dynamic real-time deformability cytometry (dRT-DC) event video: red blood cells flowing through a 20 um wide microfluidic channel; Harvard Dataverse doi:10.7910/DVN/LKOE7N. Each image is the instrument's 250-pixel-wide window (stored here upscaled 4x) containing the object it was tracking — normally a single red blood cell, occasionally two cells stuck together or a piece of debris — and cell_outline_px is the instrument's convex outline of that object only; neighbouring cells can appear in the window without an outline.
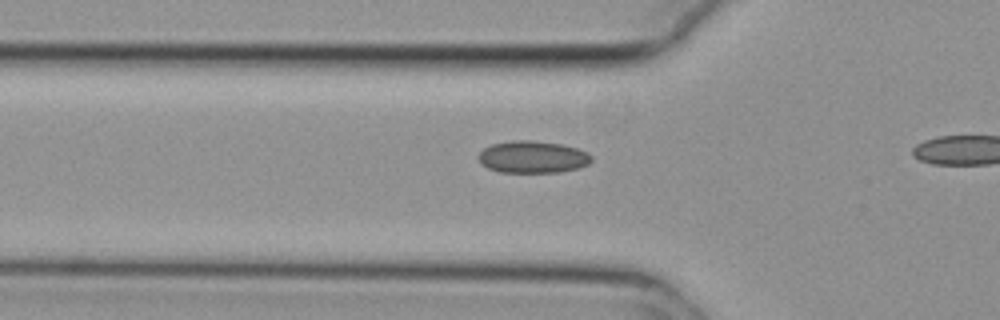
{"species": "common noctule bat (a hibernating species)", "species_latin": "Nyctalus noctula", "temperature_condition": "cold", "stored_images_in_passage": 16, "camera_frame_rate_fps": 3000, "um_per_image_px": 0.085, "animal": {"sex": "female", "body_mass_g": 29.2, "forearm_length_mm": 56.3}, "frame": {"image": 1, "passage_image": 14, "time_ms": 4.333, "image_size_px": [1000, 320], "cell_outline_px": [[592, 160], [588, 164], [580, 168], [560, 172], [500, 172], [488, 168], [480, 164], [476, 156], [484, 148], [492, 144], [512, 140], [532, 140], [560, 144], [576, 148], [588, 152], [592, 156]], "centroid_in_image_um": [45.26, 13.34], "position_along_channel_um": 80.5, "area_um2": 21.33}}